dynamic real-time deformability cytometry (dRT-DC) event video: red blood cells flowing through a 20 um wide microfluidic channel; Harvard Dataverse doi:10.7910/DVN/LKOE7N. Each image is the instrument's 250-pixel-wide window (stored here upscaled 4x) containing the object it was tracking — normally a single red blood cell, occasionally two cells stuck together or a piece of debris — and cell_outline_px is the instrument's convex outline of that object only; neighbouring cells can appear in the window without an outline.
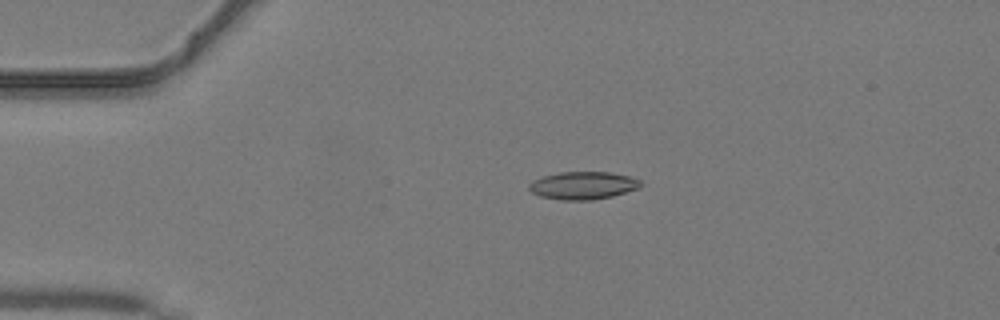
{"species": "common noctule bat (a hibernating species)", "species_latin": "Nyctalus noctula", "temperature_condition": "warm", "stored_images_in_passage": 14, "camera_frame_rate_fps": 3000, "um_per_image_px": 0.085, "animal": {"sex": "male", "body_mass_g": 19.2, "forearm_length_mm": 51.8}, "frame": {"image": 1, "passage_image": 10, "time_ms": 3.0, "image_size_px": [1000, 320], "cell_outline_px": [[644, 184], [636, 188], [612, 196], [592, 200], [560, 200], [540, 196], [532, 192], [528, 188], [528, 184], [532, 180], [544, 176], [560, 172], [608, 172], [632, 176], [640, 180]], "centroid_in_image_um": [49.54, 15.76], "position_along_channel_um": 35.5, "area_um2": 18.03}}